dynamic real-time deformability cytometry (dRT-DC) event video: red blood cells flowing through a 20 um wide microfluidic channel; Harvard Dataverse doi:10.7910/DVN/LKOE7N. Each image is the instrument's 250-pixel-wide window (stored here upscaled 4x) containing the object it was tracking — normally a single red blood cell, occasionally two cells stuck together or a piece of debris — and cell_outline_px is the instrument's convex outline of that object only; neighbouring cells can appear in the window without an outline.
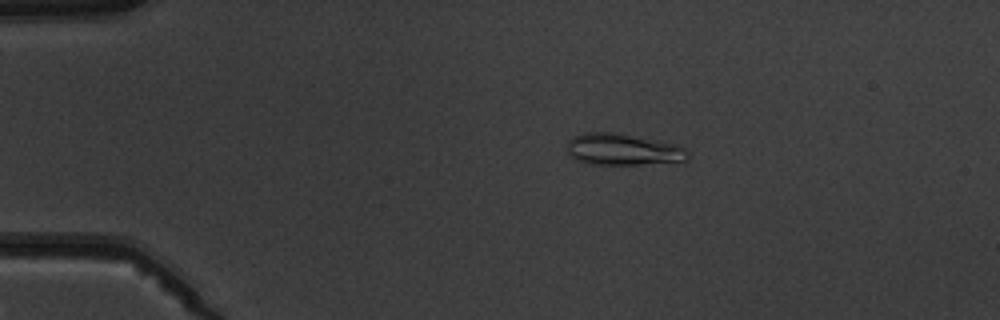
{"species": "common noctule bat (a hibernating species)", "species_latin": "Nyctalus noctula", "temperature_condition": "warm", "stored_images_in_passage": 4, "camera_frame_rate_fps": 3000, "um_per_image_px": 0.085, "animal": {"sex": "male", "body_mass_g": 19.5, "forearm_length_mm": 54.6}, "frame": {"image": 1, "passage_image": 2, "time_ms": 1.333, "image_size_px": [1000, 320], "cell_outline_px": [[688, 160], [636, 164], [592, 164], [576, 160], [568, 152], [568, 140], [572, 136], [584, 132], [612, 132], [656, 140], [672, 144], [684, 148], [688, 152]], "centroid_in_image_um": [52.89, 12.69], "position_along_channel_um": 32.1, "area_um2": 21.79}}
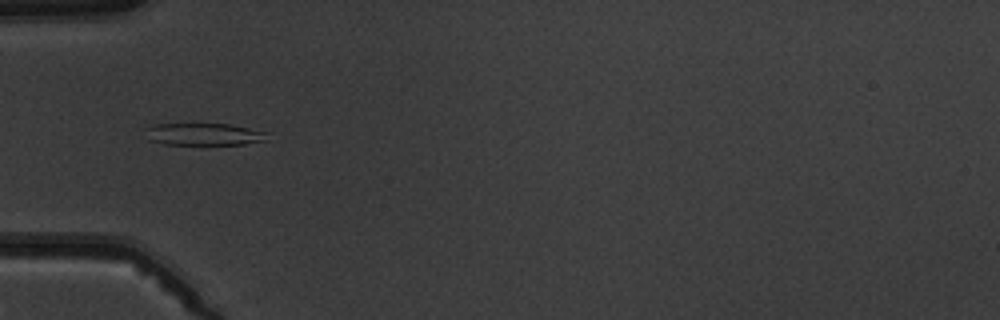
{"frame": {"image": 2, "passage_image": 4, "time_ms": 3.667, "image_size_px": [1000, 320], "cell_outline_px": [[268, 132], [264, 140], [244, 144], [164, 144], [148, 140], [144, 128], [156, 124], [228, 124]], "centroid_in_image_um": [17.26, 11.41], "position_along_channel_um": 67.7, "area_um2": 15.55}}